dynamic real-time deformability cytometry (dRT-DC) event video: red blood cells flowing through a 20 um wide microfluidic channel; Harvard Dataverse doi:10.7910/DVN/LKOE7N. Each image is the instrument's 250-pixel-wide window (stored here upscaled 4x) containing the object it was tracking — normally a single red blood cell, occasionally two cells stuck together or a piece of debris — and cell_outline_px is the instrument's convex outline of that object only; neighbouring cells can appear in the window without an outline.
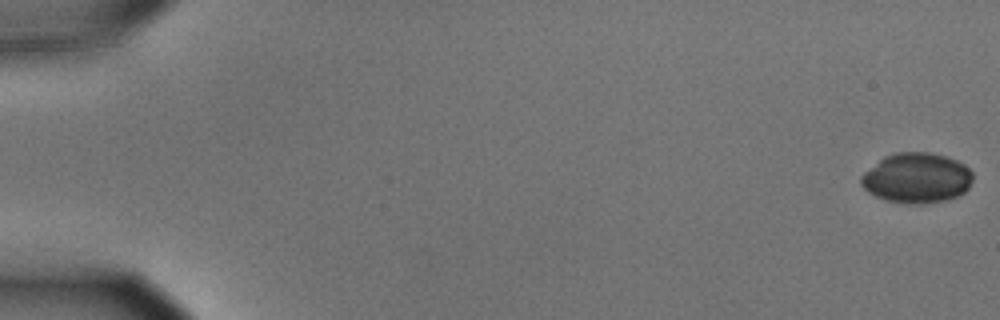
{"species": "common noctule bat (a hibernating species)", "species_latin": "Nyctalus noctula", "temperature_condition": "cold", "stored_images_in_passage": 10, "camera_frame_rate_fps": 3000, "um_per_image_px": 0.085, "animal": {"sex": "male", "body_mass_g": 15.6}, "frame": {"image": 1, "passage_image": 1, "time_ms": 0.0, "image_size_px": [1000, 320], "cell_outline_px": [[972, 180], [968, 188], [964, 192], [948, 200], [920, 204], [908, 204], [884, 200], [868, 192], [860, 184], [860, 176], [864, 172], [884, 156], [896, 152], [928, 152], [944, 156], [956, 160], [964, 164], [972, 172]], "centroid_in_image_um": [77.9, 15.13], "position_along_channel_um": 7.1, "area_um2": 32.77}}